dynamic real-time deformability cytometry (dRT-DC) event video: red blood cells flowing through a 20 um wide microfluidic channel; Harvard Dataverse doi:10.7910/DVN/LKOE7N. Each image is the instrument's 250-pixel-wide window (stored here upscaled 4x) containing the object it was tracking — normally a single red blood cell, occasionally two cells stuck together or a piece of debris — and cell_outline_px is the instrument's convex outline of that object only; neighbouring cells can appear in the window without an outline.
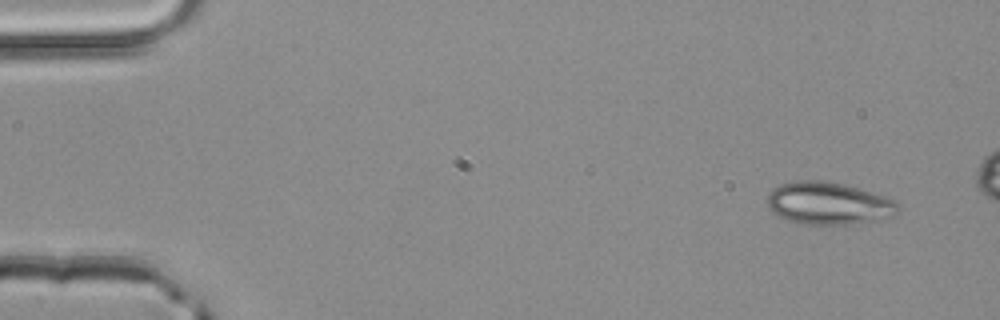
{"species": "common noctule bat (a hibernating species)", "species_latin": "Nyctalus noctula", "temperature_condition": "room temperature", "stored_images_in_passage": 4, "camera_frame_rate_fps": 3000, "um_per_image_px": 0.085, "animal": {"sex": "male", "body_mass_g": 20.4}, "frame": {"image": 1, "passage_image": 1, "time_ms": 0.0, "image_size_px": [1000, 320], "cell_outline_px": [[900, 212], [896, 216], [848, 224], [808, 224], [788, 220], [772, 212], [768, 208], [768, 196], [772, 188], [780, 184], [796, 180], [820, 180], [844, 184], [884, 196], [896, 200], [900, 208]], "centroid_in_image_um": [70.44, 17.27], "position_along_channel_um": 14.6, "area_um2": 32.25}}